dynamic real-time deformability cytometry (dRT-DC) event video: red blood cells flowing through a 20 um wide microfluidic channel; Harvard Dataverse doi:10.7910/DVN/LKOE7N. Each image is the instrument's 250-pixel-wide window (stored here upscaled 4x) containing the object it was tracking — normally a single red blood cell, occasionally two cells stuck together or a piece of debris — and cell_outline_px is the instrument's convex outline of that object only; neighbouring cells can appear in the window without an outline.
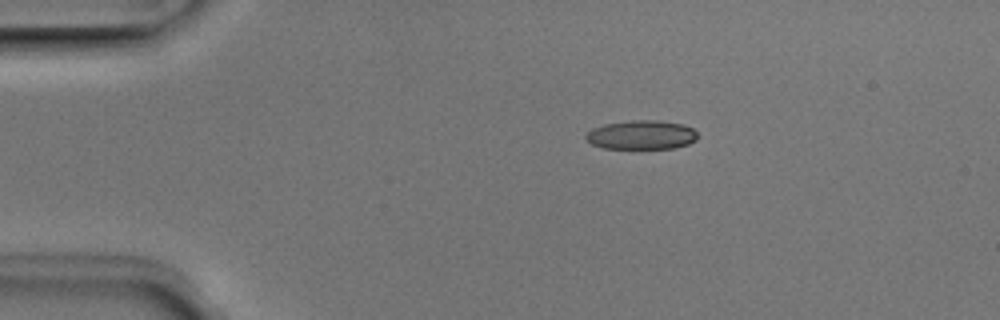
{"species": "Egyptian fruit bat (a non-hibernating species)", "species_latin": "Rousettus aegyptiacus", "temperature_condition": "room temperature", "stored_images_in_passage": 5, "camera_frame_rate_fps": 3000, "um_per_image_px": 0.085, "animal": {"sex": "male"}, "frame": {"image": 1, "passage_image": 2, "time_ms": 0.333, "image_size_px": [1000, 320], "cell_outline_px": [[696, 140], [688, 144], [676, 148], [604, 148], [592, 144], [584, 136], [592, 128], [604, 124], [632, 120], [660, 120], [684, 124], [692, 128], [696, 132]], "centroid_in_image_um": [54.54, 11.45], "position_along_channel_um": 30.5, "area_um2": 18.9}}
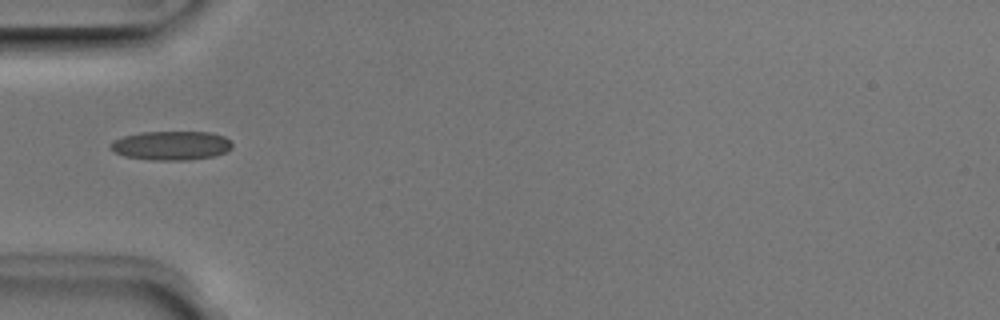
{"frame": {"image": 2, "passage_image": 4, "time_ms": 1.0, "image_size_px": [1000, 320], "cell_outline_px": [[232, 148], [224, 152], [212, 156], [188, 160], [152, 160], [124, 156], [108, 148], [108, 144], [124, 136], [140, 132], [212, 132], [224, 136], [232, 140]], "centroid_in_image_um": [14.56, 12.36], "position_along_channel_um": 70.4, "area_um2": 20.63}}